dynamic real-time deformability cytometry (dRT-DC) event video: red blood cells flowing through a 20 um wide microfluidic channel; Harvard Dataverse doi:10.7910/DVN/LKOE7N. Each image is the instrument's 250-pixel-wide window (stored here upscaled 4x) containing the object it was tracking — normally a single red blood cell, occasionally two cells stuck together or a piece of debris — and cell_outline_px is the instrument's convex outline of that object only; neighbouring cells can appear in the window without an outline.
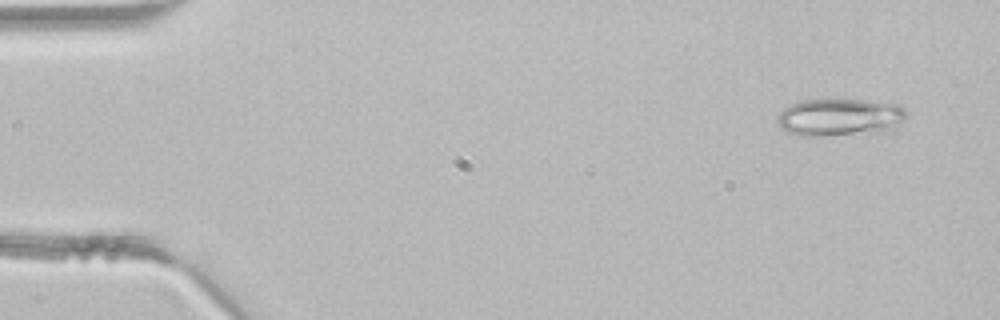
{"species": "common noctule bat (a hibernating species)", "species_latin": "Nyctalus noctula", "temperature_condition": "room temperature", "stored_images_in_passage": 3, "camera_frame_rate_fps": 3000, "um_per_image_px": 0.085, "animal": {"sex": "male", "body_mass_g": 21.5, "forearm_length_mm": 52.0}, "frame": {"image": 1, "passage_image": 1, "time_ms": 0.0, "image_size_px": [1000, 320], "cell_outline_px": [[904, 120], [884, 132], [824, 136], [796, 136], [780, 128], [776, 124], [776, 116], [788, 104], [820, 96], [860, 100], [896, 104], [904, 112]], "centroid_in_image_um": [71.23, 9.94], "position_along_channel_um": 13.8, "area_um2": 28.96}}